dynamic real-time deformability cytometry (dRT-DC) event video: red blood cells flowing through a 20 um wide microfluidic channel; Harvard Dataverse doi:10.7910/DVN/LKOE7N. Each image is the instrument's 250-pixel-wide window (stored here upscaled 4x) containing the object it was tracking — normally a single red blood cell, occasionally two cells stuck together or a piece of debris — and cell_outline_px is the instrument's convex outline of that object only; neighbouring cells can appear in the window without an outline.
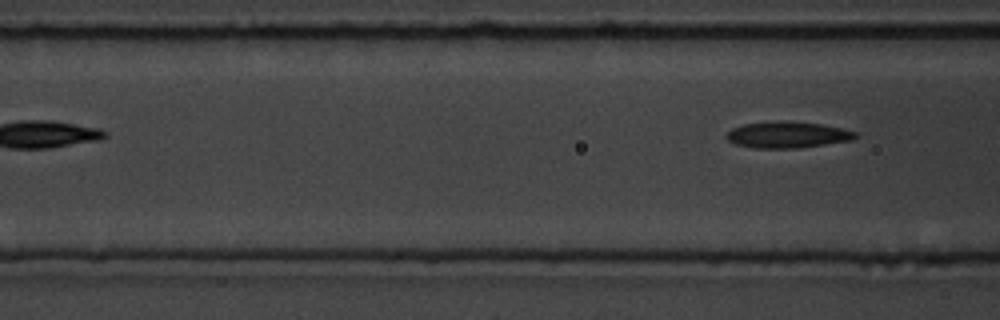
{"species": "common noctule bat (a hibernating species)", "species_latin": "Nyctalus noctula", "temperature_condition": "room temperature", "stored_images_in_passage": 6, "camera_frame_rate_fps": 3000, "um_per_image_px": 0.085, "animal": {"sex": "male", "body_mass_g": 19.5, "forearm_length_mm": 54.6}, "frame": {"image": 1, "passage_image": 6, "time_ms": 5.667, "image_size_px": [1000, 320], "cell_outline_px": [[856, 136], [852, 140], [796, 148], [752, 148], [736, 144], [728, 140], [724, 136], [732, 128], [744, 124], [820, 124], [840, 128], [856, 132]], "centroid_in_image_um": [66.9, 11.51], "position_along_channel_um": 99.7, "area_um2": 18.5}}